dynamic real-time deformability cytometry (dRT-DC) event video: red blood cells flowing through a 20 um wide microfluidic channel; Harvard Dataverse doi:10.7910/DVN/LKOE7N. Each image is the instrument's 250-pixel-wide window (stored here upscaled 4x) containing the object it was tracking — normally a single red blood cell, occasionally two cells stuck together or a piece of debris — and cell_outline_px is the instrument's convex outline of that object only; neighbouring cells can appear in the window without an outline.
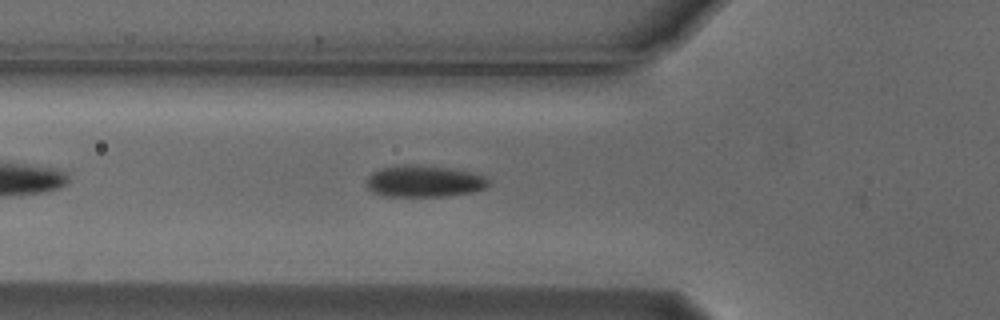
{"species": "Egyptian fruit bat (a non-hibernating species)", "species_latin": "Rousettus aegyptiacus", "temperature_condition": "cold", "stored_images_in_passage": 24, "camera_frame_rate_fps": 3000, "um_per_image_px": 0.085, "animal": {"sex": "male"}, "frame": {"image": 1, "passage_image": 3, "time_ms": 0.667, "image_size_px": [1000, 320], "cell_outline_px": [[488, 184], [484, 188], [472, 192], [448, 196], [384, 196], [372, 192], [368, 188], [368, 176], [372, 172], [380, 168], [404, 164], [448, 168], [472, 172], [484, 176], [488, 180]], "centroid_in_image_um": [36.03, 15.41], "position_along_channel_um": 89.8, "area_um2": 22.31}}
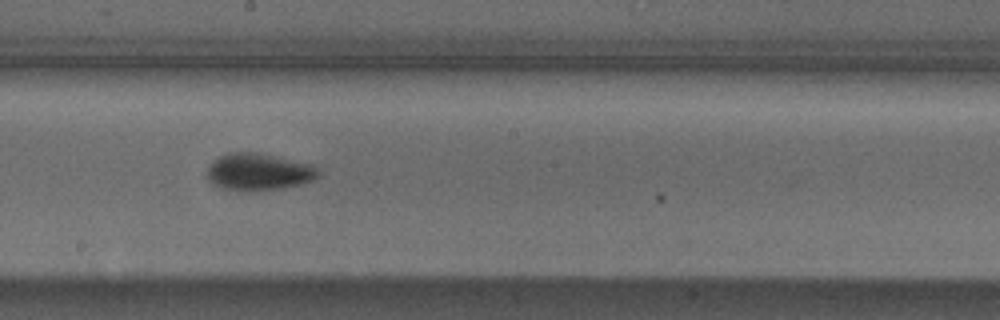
{"frame": {"image": 2, "passage_image": 14, "time_ms": 4.333, "image_size_px": [1000, 320], "cell_outline_px": [[320, 172], [312, 180], [280, 188], [252, 192], [236, 192], [220, 188], [212, 184], [208, 180], [208, 168], [220, 156], [228, 152], [256, 152], [276, 156], [312, 164]], "centroid_in_image_um": [21.93, 14.63], "position_along_channel_um": 226.3, "area_um2": 24.04}}
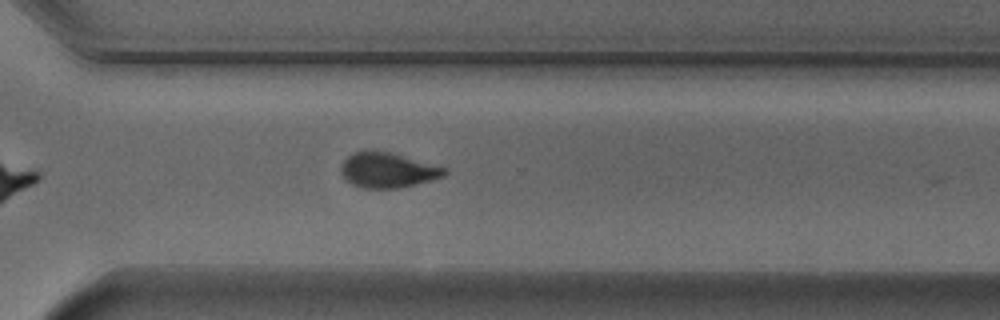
{"frame": {"image": 3, "passage_image": 23, "time_ms": 7.333, "image_size_px": [1000, 320], "cell_outline_px": [[448, 172], [444, 176], [400, 188], [364, 188], [352, 184], [340, 172], [340, 164], [352, 152], [372, 148], [388, 152], [448, 168]], "centroid_in_image_um": [32.92, 14.44], "position_along_channel_um": 337.7, "area_um2": 21.27}}